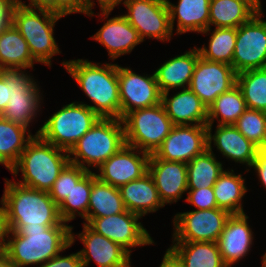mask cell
<instances>
[{
  "instance_id": "obj_1",
  "label": "cell",
  "mask_w": 266,
  "mask_h": 267,
  "mask_svg": "<svg viewBox=\"0 0 266 267\" xmlns=\"http://www.w3.org/2000/svg\"><path fill=\"white\" fill-rule=\"evenodd\" d=\"M72 230L70 225L40 224L8 231L5 255L16 267L43 264L74 244L76 235Z\"/></svg>"
},
{
  "instance_id": "obj_2",
  "label": "cell",
  "mask_w": 266,
  "mask_h": 267,
  "mask_svg": "<svg viewBox=\"0 0 266 267\" xmlns=\"http://www.w3.org/2000/svg\"><path fill=\"white\" fill-rule=\"evenodd\" d=\"M62 66L93 103L86 105L100 118L121 119L117 64L75 59L63 61Z\"/></svg>"
},
{
  "instance_id": "obj_3",
  "label": "cell",
  "mask_w": 266,
  "mask_h": 267,
  "mask_svg": "<svg viewBox=\"0 0 266 267\" xmlns=\"http://www.w3.org/2000/svg\"><path fill=\"white\" fill-rule=\"evenodd\" d=\"M5 180L1 198L6 211L9 231H18L22 226L68 225L60 218L58 205L49 192Z\"/></svg>"
},
{
  "instance_id": "obj_4",
  "label": "cell",
  "mask_w": 266,
  "mask_h": 267,
  "mask_svg": "<svg viewBox=\"0 0 266 267\" xmlns=\"http://www.w3.org/2000/svg\"><path fill=\"white\" fill-rule=\"evenodd\" d=\"M69 162L67 151L34 135L9 171L15 176L19 171L22 173L23 179L18 184L49 192Z\"/></svg>"
},
{
  "instance_id": "obj_5",
  "label": "cell",
  "mask_w": 266,
  "mask_h": 267,
  "mask_svg": "<svg viewBox=\"0 0 266 267\" xmlns=\"http://www.w3.org/2000/svg\"><path fill=\"white\" fill-rule=\"evenodd\" d=\"M125 144L122 119L99 118L71 148L68 156L71 163L91 171L89 167L98 169Z\"/></svg>"
},
{
  "instance_id": "obj_6",
  "label": "cell",
  "mask_w": 266,
  "mask_h": 267,
  "mask_svg": "<svg viewBox=\"0 0 266 267\" xmlns=\"http://www.w3.org/2000/svg\"><path fill=\"white\" fill-rule=\"evenodd\" d=\"M63 15L49 9L30 8L17 3L12 12V23L26 40L33 58L51 67V59L61 53L54 38V25Z\"/></svg>"
},
{
  "instance_id": "obj_7",
  "label": "cell",
  "mask_w": 266,
  "mask_h": 267,
  "mask_svg": "<svg viewBox=\"0 0 266 267\" xmlns=\"http://www.w3.org/2000/svg\"><path fill=\"white\" fill-rule=\"evenodd\" d=\"M100 117L84 102H72L49 116L35 133L67 152Z\"/></svg>"
},
{
  "instance_id": "obj_8",
  "label": "cell",
  "mask_w": 266,
  "mask_h": 267,
  "mask_svg": "<svg viewBox=\"0 0 266 267\" xmlns=\"http://www.w3.org/2000/svg\"><path fill=\"white\" fill-rule=\"evenodd\" d=\"M122 122L126 145L149 154L156 151L174 126L162 103L133 110L122 118Z\"/></svg>"
},
{
  "instance_id": "obj_9",
  "label": "cell",
  "mask_w": 266,
  "mask_h": 267,
  "mask_svg": "<svg viewBox=\"0 0 266 267\" xmlns=\"http://www.w3.org/2000/svg\"><path fill=\"white\" fill-rule=\"evenodd\" d=\"M230 215L221 208L178 212L172 242H217Z\"/></svg>"
},
{
  "instance_id": "obj_10",
  "label": "cell",
  "mask_w": 266,
  "mask_h": 267,
  "mask_svg": "<svg viewBox=\"0 0 266 267\" xmlns=\"http://www.w3.org/2000/svg\"><path fill=\"white\" fill-rule=\"evenodd\" d=\"M127 14L123 16L137 30L142 41L154 38L170 41L173 30L170 23L169 9L166 0H121Z\"/></svg>"
},
{
  "instance_id": "obj_11",
  "label": "cell",
  "mask_w": 266,
  "mask_h": 267,
  "mask_svg": "<svg viewBox=\"0 0 266 267\" xmlns=\"http://www.w3.org/2000/svg\"><path fill=\"white\" fill-rule=\"evenodd\" d=\"M263 11L237 28L232 67L238 74L252 69L266 68V21ZM263 19V20H262Z\"/></svg>"
},
{
  "instance_id": "obj_12",
  "label": "cell",
  "mask_w": 266,
  "mask_h": 267,
  "mask_svg": "<svg viewBox=\"0 0 266 267\" xmlns=\"http://www.w3.org/2000/svg\"><path fill=\"white\" fill-rule=\"evenodd\" d=\"M141 216L126 210L116 215L87 218L86 223L93 231L102 234L124 248L130 255L131 248L153 245L154 240L138 220Z\"/></svg>"
},
{
  "instance_id": "obj_13",
  "label": "cell",
  "mask_w": 266,
  "mask_h": 267,
  "mask_svg": "<svg viewBox=\"0 0 266 267\" xmlns=\"http://www.w3.org/2000/svg\"><path fill=\"white\" fill-rule=\"evenodd\" d=\"M207 125H174L152 154L157 159L189 163L208 149Z\"/></svg>"
},
{
  "instance_id": "obj_14",
  "label": "cell",
  "mask_w": 266,
  "mask_h": 267,
  "mask_svg": "<svg viewBox=\"0 0 266 267\" xmlns=\"http://www.w3.org/2000/svg\"><path fill=\"white\" fill-rule=\"evenodd\" d=\"M121 119L129 112L161 103L155 74L139 75L131 68L118 65Z\"/></svg>"
},
{
  "instance_id": "obj_15",
  "label": "cell",
  "mask_w": 266,
  "mask_h": 267,
  "mask_svg": "<svg viewBox=\"0 0 266 267\" xmlns=\"http://www.w3.org/2000/svg\"><path fill=\"white\" fill-rule=\"evenodd\" d=\"M237 73L229 64L197 59L189 89L208 108L214 100L236 85Z\"/></svg>"
},
{
  "instance_id": "obj_16",
  "label": "cell",
  "mask_w": 266,
  "mask_h": 267,
  "mask_svg": "<svg viewBox=\"0 0 266 267\" xmlns=\"http://www.w3.org/2000/svg\"><path fill=\"white\" fill-rule=\"evenodd\" d=\"M149 159V153L125 144L99 166L96 177L101 182L120 188L148 173Z\"/></svg>"
},
{
  "instance_id": "obj_17",
  "label": "cell",
  "mask_w": 266,
  "mask_h": 267,
  "mask_svg": "<svg viewBox=\"0 0 266 267\" xmlns=\"http://www.w3.org/2000/svg\"><path fill=\"white\" fill-rule=\"evenodd\" d=\"M84 248L79 252L83 267L93 261L98 267H132L131 255L119 244L93 231L83 223V231L76 234Z\"/></svg>"
},
{
  "instance_id": "obj_18",
  "label": "cell",
  "mask_w": 266,
  "mask_h": 267,
  "mask_svg": "<svg viewBox=\"0 0 266 267\" xmlns=\"http://www.w3.org/2000/svg\"><path fill=\"white\" fill-rule=\"evenodd\" d=\"M148 173L164 205L178 202L188 191L187 163L157 159L150 154Z\"/></svg>"
},
{
  "instance_id": "obj_19",
  "label": "cell",
  "mask_w": 266,
  "mask_h": 267,
  "mask_svg": "<svg viewBox=\"0 0 266 267\" xmlns=\"http://www.w3.org/2000/svg\"><path fill=\"white\" fill-rule=\"evenodd\" d=\"M245 213L231 214L217 241L220 254L227 267L243 259L253 244L252 229Z\"/></svg>"
},
{
  "instance_id": "obj_20",
  "label": "cell",
  "mask_w": 266,
  "mask_h": 267,
  "mask_svg": "<svg viewBox=\"0 0 266 267\" xmlns=\"http://www.w3.org/2000/svg\"><path fill=\"white\" fill-rule=\"evenodd\" d=\"M212 126H207L208 147L213 145L224 156L236 163L251 167L259 148L248 140L234 125H217L212 134Z\"/></svg>"
},
{
  "instance_id": "obj_21",
  "label": "cell",
  "mask_w": 266,
  "mask_h": 267,
  "mask_svg": "<svg viewBox=\"0 0 266 267\" xmlns=\"http://www.w3.org/2000/svg\"><path fill=\"white\" fill-rule=\"evenodd\" d=\"M91 38L107 49L111 60L131 53L137 45L143 42L137 30L123 15L106 20Z\"/></svg>"
},
{
  "instance_id": "obj_22",
  "label": "cell",
  "mask_w": 266,
  "mask_h": 267,
  "mask_svg": "<svg viewBox=\"0 0 266 267\" xmlns=\"http://www.w3.org/2000/svg\"><path fill=\"white\" fill-rule=\"evenodd\" d=\"M168 96L162 93L161 103L173 125H207L208 108L189 88Z\"/></svg>"
},
{
  "instance_id": "obj_23",
  "label": "cell",
  "mask_w": 266,
  "mask_h": 267,
  "mask_svg": "<svg viewBox=\"0 0 266 267\" xmlns=\"http://www.w3.org/2000/svg\"><path fill=\"white\" fill-rule=\"evenodd\" d=\"M199 57L195 46L184 54L170 58L157 68L154 74L161 94L172 89L188 88Z\"/></svg>"
},
{
  "instance_id": "obj_24",
  "label": "cell",
  "mask_w": 266,
  "mask_h": 267,
  "mask_svg": "<svg viewBox=\"0 0 266 267\" xmlns=\"http://www.w3.org/2000/svg\"><path fill=\"white\" fill-rule=\"evenodd\" d=\"M119 190L126 210L141 217L165 206L149 173L140 179L126 183Z\"/></svg>"
},
{
  "instance_id": "obj_25",
  "label": "cell",
  "mask_w": 266,
  "mask_h": 267,
  "mask_svg": "<svg viewBox=\"0 0 266 267\" xmlns=\"http://www.w3.org/2000/svg\"><path fill=\"white\" fill-rule=\"evenodd\" d=\"M170 23L174 31V23L177 18V34L186 32L201 33L209 28V7L210 0H178L173 4L166 0Z\"/></svg>"
},
{
  "instance_id": "obj_26",
  "label": "cell",
  "mask_w": 266,
  "mask_h": 267,
  "mask_svg": "<svg viewBox=\"0 0 266 267\" xmlns=\"http://www.w3.org/2000/svg\"><path fill=\"white\" fill-rule=\"evenodd\" d=\"M259 10L248 0H210L208 34L215 28H238L249 21Z\"/></svg>"
},
{
  "instance_id": "obj_27",
  "label": "cell",
  "mask_w": 266,
  "mask_h": 267,
  "mask_svg": "<svg viewBox=\"0 0 266 267\" xmlns=\"http://www.w3.org/2000/svg\"><path fill=\"white\" fill-rule=\"evenodd\" d=\"M35 62L38 63L19 30L13 23L7 25L0 32V69H33Z\"/></svg>"
},
{
  "instance_id": "obj_28",
  "label": "cell",
  "mask_w": 266,
  "mask_h": 267,
  "mask_svg": "<svg viewBox=\"0 0 266 267\" xmlns=\"http://www.w3.org/2000/svg\"><path fill=\"white\" fill-rule=\"evenodd\" d=\"M168 250L182 267H227L217 242H172Z\"/></svg>"
},
{
  "instance_id": "obj_29",
  "label": "cell",
  "mask_w": 266,
  "mask_h": 267,
  "mask_svg": "<svg viewBox=\"0 0 266 267\" xmlns=\"http://www.w3.org/2000/svg\"><path fill=\"white\" fill-rule=\"evenodd\" d=\"M33 136L28 128L0 115V164L10 170Z\"/></svg>"
},
{
  "instance_id": "obj_30",
  "label": "cell",
  "mask_w": 266,
  "mask_h": 267,
  "mask_svg": "<svg viewBox=\"0 0 266 267\" xmlns=\"http://www.w3.org/2000/svg\"><path fill=\"white\" fill-rule=\"evenodd\" d=\"M126 211L119 188L101 182L92 171L87 218H101Z\"/></svg>"
},
{
  "instance_id": "obj_31",
  "label": "cell",
  "mask_w": 266,
  "mask_h": 267,
  "mask_svg": "<svg viewBox=\"0 0 266 267\" xmlns=\"http://www.w3.org/2000/svg\"><path fill=\"white\" fill-rule=\"evenodd\" d=\"M213 190L218 208L231 214L245 213L242 198L248 189L241 174L236 175L233 169L225 170L214 184Z\"/></svg>"
},
{
  "instance_id": "obj_32",
  "label": "cell",
  "mask_w": 266,
  "mask_h": 267,
  "mask_svg": "<svg viewBox=\"0 0 266 267\" xmlns=\"http://www.w3.org/2000/svg\"><path fill=\"white\" fill-rule=\"evenodd\" d=\"M212 149L213 147H208L187 163L188 190L213 187L219 176L225 171Z\"/></svg>"
},
{
  "instance_id": "obj_33",
  "label": "cell",
  "mask_w": 266,
  "mask_h": 267,
  "mask_svg": "<svg viewBox=\"0 0 266 267\" xmlns=\"http://www.w3.org/2000/svg\"><path fill=\"white\" fill-rule=\"evenodd\" d=\"M246 109L242 92L236 84L208 107L207 126H213L215 120L217 125H233Z\"/></svg>"
},
{
  "instance_id": "obj_34",
  "label": "cell",
  "mask_w": 266,
  "mask_h": 267,
  "mask_svg": "<svg viewBox=\"0 0 266 267\" xmlns=\"http://www.w3.org/2000/svg\"><path fill=\"white\" fill-rule=\"evenodd\" d=\"M236 84L248 109L266 112V68L238 73Z\"/></svg>"
},
{
  "instance_id": "obj_35",
  "label": "cell",
  "mask_w": 266,
  "mask_h": 267,
  "mask_svg": "<svg viewBox=\"0 0 266 267\" xmlns=\"http://www.w3.org/2000/svg\"><path fill=\"white\" fill-rule=\"evenodd\" d=\"M237 28H215L211 32L208 47H197L200 57L232 66Z\"/></svg>"
},
{
  "instance_id": "obj_36",
  "label": "cell",
  "mask_w": 266,
  "mask_h": 267,
  "mask_svg": "<svg viewBox=\"0 0 266 267\" xmlns=\"http://www.w3.org/2000/svg\"><path fill=\"white\" fill-rule=\"evenodd\" d=\"M92 189V171H89L58 206L60 218L63 222H70L76 216L87 220L89 198Z\"/></svg>"
},
{
  "instance_id": "obj_37",
  "label": "cell",
  "mask_w": 266,
  "mask_h": 267,
  "mask_svg": "<svg viewBox=\"0 0 266 267\" xmlns=\"http://www.w3.org/2000/svg\"><path fill=\"white\" fill-rule=\"evenodd\" d=\"M40 93H24V97H15L8 101L2 117L13 123L29 128L41 109L43 97ZM40 108V109H39Z\"/></svg>"
},
{
  "instance_id": "obj_38",
  "label": "cell",
  "mask_w": 266,
  "mask_h": 267,
  "mask_svg": "<svg viewBox=\"0 0 266 267\" xmlns=\"http://www.w3.org/2000/svg\"><path fill=\"white\" fill-rule=\"evenodd\" d=\"M233 125L259 149H266V112L247 108Z\"/></svg>"
},
{
  "instance_id": "obj_39",
  "label": "cell",
  "mask_w": 266,
  "mask_h": 267,
  "mask_svg": "<svg viewBox=\"0 0 266 267\" xmlns=\"http://www.w3.org/2000/svg\"><path fill=\"white\" fill-rule=\"evenodd\" d=\"M88 172V170L69 162L58 175L52 189L49 191L50 197L59 206L73 186H76Z\"/></svg>"
},
{
  "instance_id": "obj_40",
  "label": "cell",
  "mask_w": 266,
  "mask_h": 267,
  "mask_svg": "<svg viewBox=\"0 0 266 267\" xmlns=\"http://www.w3.org/2000/svg\"><path fill=\"white\" fill-rule=\"evenodd\" d=\"M26 71V69L0 71L6 85H9V101L15 97H24V93H41L34 77L30 76L31 74L28 75Z\"/></svg>"
},
{
  "instance_id": "obj_41",
  "label": "cell",
  "mask_w": 266,
  "mask_h": 267,
  "mask_svg": "<svg viewBox=\"0 0 266 267\" xmlns=\"http://www.w3.org/2000/svg\"><path fill=\"white\" fill-rule=\"evenodd\" d=\"M95 5L93 0H55V12L63 16L72 13H83L87 16H94L92 11Z\"/></svg>"
},
{
  "instance_id": "obj_42",
  "label": "cell",
  "mask_w": 266,
  "mask_h": 267,
  "mask_svg": "<svg viewBox=\"0 0 266 267\" xmlns=\"http://www.w3.org/2000/svg\"><path fill=\"white\" fill-rule=\"evenodd\" d=\"M185 201L196 207V210L218 208L213 187L188 190Z\"/></svg>"
},
{
  "instance_id": "obj_43",
  "label": "cell",
  "mask_w": 266,
  "mask_h": 267,
  "mask_svg": "<svg viewBox=\"0 0 266 267\" xmlns=\"http://www.w3.org/2000/svg\"><path fill=\"white\" fill-rule=\"evenodd\" d=\"M37 267H83L79 252L69 256H62L60 253Z\"/></svg>"
},
{
  "instance_id": "obj_44",
  "label": "cell",
  "mask_w": 266,
  "mask_h": 267,
  "mask_svg": "<svg viewBox=\"0 0 266 267\" xmlns=\"http://www.w3.org/2000/svg\"><path fill=\"white\" fill-rule=\"evenodd\" d=\"M251 168L255 169L254 171L256 172L259 181L263 185V188H266V149L258 150Z\"/></svg>"
},
{
  "instance_id": "obj_45",
  "label": "cell",
  "mask_w": 266,
  "mask_h": 267,
  "mask_svg": "<svg viewBox=\"0 0 266 267\" xmlns=\"http://www.w3.org/2000/svg\"><path fill=\"white\" fill-rule=\"evenodd\" d=\"M18 0H0V32L12 23V12Z\"/></svg>"
},
{
  "instance_id": "obj_46",
  "label": "cell",
  "mask_w": 266,
  "mask_h": 267,
  "mask_svg": "<svg viewBox=\"0 0 266 267\" xmlns=\"http://www.w3.org/2000/svg\"><path fill=\"white\" fill-rule=\"evenodd\" d=\"M0 204L2 205L0 207V249H4L7 234H8V226L6 222V211L3 204V201L0 200Z\"/></svg>"
},
{
  "instance_id": "obj_47",
  "label": "cell",
  "mask_w": 266,
  "mask_h": 267,
  "mask_svg": "<svg viewBox=\"0 0 266 267\" xmlns=\"http://www.w3.org/2000/svg\"><path fill=\"white\" fill-rule=\"evenodd\" d=\"M9 99V85H6L5 78L0 74V115L5 111Z\"/></svg>"
},
{
  "instance_id": "obj_48",
  "label": "cell",
  "mask_w": 266,
  "mask_h": 267,
  "mask_svg": "<svg viewBox=\"0 0 266 267\" xmlns=\"http://www.w3.org/2000/svg\"><path fill=\"white\" fill-rule=\"evenodd\" d=\"M101 9V13H98V16H104V20L107 19L110 13L114 10L115 6L121 0H97ZM100 14V15H99Z\"/></svg>"
},
{
  "instance_id": "obj_49",
  "label": "cell",
  "mask_w": 266,
  "mask_h": 267,
  "mask_svg": "<svg viewBox=\"0 0 266 267\" xmlns=\"http://www.w3.org/2000/svg\"><path fill=\"white\" fill-rule=\"evenodd\" d=\"M30 1L28 5L23 3L21 0H18L19 3L30 8H40V9H49L50 11L55 12V0H28Z\"/></svg>"
},
{
  "instance_id": "obj_50",
  "label": "cell",
  "mask_w": 266,
  "mask_h": 267,
  "mask_svg": "<svg viewBox=\"0 0 266 267\" xmlns=\"http://www.w3.org/2000/svg\"><path fill=\"white\" fill-rule=\"evenodd\" d=\"M159 267H182L177 258L167 249Z\"/></svg>"
},
{
  "instance_id": "obj_51",
  "label": "cell",
  "mask_w": 266,
  "mask_h": 267,
  "mask_svg": "<svg viewBox=\"0 0 266 267\" xmlns=\"http://www.w3.org/2000/svg\"><path fill=\"white\" fill-rule=\"evenodd\" d=\"M0 267H16L5 255L4 249H0Z\"/></svg>"
},
{
  "instance_id": "obj_52",
  "label": "cell",
  "mask_w": 266,
  "mask_h": 267,
  "mask_svg": "<svg viewBox=\"0 0 266 267\" xmlns=\"http://www.w3.org/2000/svg\"><path fill=\"white\" fill-rule=\"evenodd\" d=\"M252 3L259 11H262V5L260 0H248Z\"/></svg>"
},
{
  "instance_id": "obj_53",
  "label": "cell",
  "mask_w": 266,
  "mask_h": 267,
  "mask_svg": "<svg viewBox=\"0 0 266 267\" xmlns=\"http://www.w3.org/2000/svg\"><path fill=\"white\" fill-rule=\"evenodd\" d=\"M261 267H266V253L262 257V266Z\"/></svg>"
}]
</instances>
